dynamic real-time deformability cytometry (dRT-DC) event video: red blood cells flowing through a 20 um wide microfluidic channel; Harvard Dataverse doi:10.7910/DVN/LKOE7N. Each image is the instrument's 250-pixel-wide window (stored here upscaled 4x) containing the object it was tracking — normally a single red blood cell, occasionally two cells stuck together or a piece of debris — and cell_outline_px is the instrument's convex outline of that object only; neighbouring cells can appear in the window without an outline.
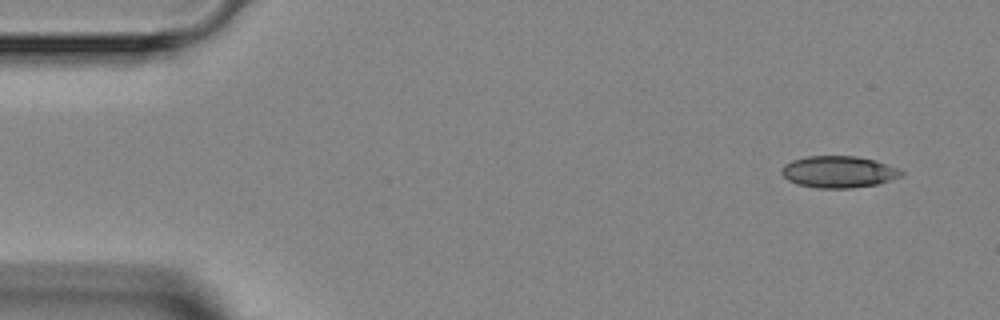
{"species": "Egyptian fruit bat (a non-hibernating species)", "species_latin": "Rousettus aegyptiacus", "temperature_condition": "room temperature", "stored_images_in_passage": 5, "camera_frame_rate_fps": 3000, "um_per_image_px": 0.085, "animal": {"sex": "female"}, "frame": {"image": 1, "passage_image": 1, "time_ms": 0.0, "image_size_px": [1000, 320], "cell_outline_px": [[904, 176], [876, 184], [852, 188], [816, 188], [796, 184], [788, 180], [780, 172], [780, 168], [784, 164], [792, 160], [808, 156], [856, 156], [876, 160], [900, 168], [904, 172]], "centroid_in_image_um": [71.29, 14.6], "position_along_channel_um": 13.7, "area_um2": 22.43}}